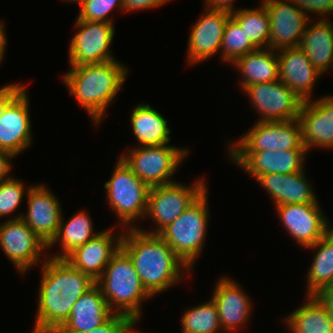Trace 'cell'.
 Here are the masks:
<instances>
[{
    "instance_id": "cell-1",
    "label": "cell",
    "mask_w": 333,
    "mask_h": 333,
    "mask_svg": "<svg viewBox=\"0 0 333 333\" xmlns=\"http://www.w3.org/2000/svg\"><path fill=\"white\" fill-rule=\"evenodd\" d=\"M44 260L41 261L42 278L34 329L58 331L70 317L76 301L96 281L73 268L65 259L46 257Z\"/></svg>"
},
{
    "instance_id": "cell-2",
    "label": "cell",
    "mask_w": 333,
    "mask_h": 333,
    "mask_svg": "<svg viewBox=\"0 0 333 333\" xmlns=\"http://www.w3.org/2000/svg\"><path fill=\"white\" fill-rule=\"evenodd\" d=\"M125 231L121 248L131 258L143 287L152 297L181 282L182 271L190 273V269L158 234H148L137 228Z\"/></svg>"
},
{
    "instance_id": "cell-3",
    "label": "cell",
    "mask_w": 333,
    "mask_h": 333,
    "mask_svg": "<svg viewBox=\"0 0 333 333\" xmlns=\"http://www.w3.org/2000/svg\"><path fill=\"white\" fill-rule=\"evenodd\" d=\"M127 75L126 66L115 59L98 64L71 66L62 79L77 103L87 111L92 123L99 126Z\"/></svg>"
},
{
    "instance_id": "cell-4",
    "label": "cell",
    "mask_w": 333,
    "mask_h": 333,
    "mask_svg": "<svg viewBox=\"0 0 333 333\" xmlns=\"http://www.w3.org/2000/svg\"><path fill=\"white\" fill-rule=\"evenodd\" d=\"M96 285L114 313L127 315L136 323L142 315V302L152 297L143 287L131 258L121 247L96 280Z\"/></svg>"
},
{
    "instance_id": "cell-5",
    "label": "cell",
    "mask_w": 333,
    "mask_h": 333,
    "mask_svg": "<svg viewBox=\"0 0 333 333\" xmlns=\"http://www.w3.org/2000/svg\"><path fill=\"white\" fill-rule=\"evenodd\" d=\"M207 191L158 233L190 270L205 243L210 219Z\"/></svg>"
},
{
    "instance_id": "cell-6",
    "label": "cell",
    "mask_w": 333,
    "mask_h": 333,
    "mask_svg": "<svg viewBox=\"0 0 333 333\" xmlns=\"http://www.w3.org/2000/svg\"><path fill=\"white\" fill-rule=\"evenodd\" d=\"M115 165L110 180L104 184L107 190V202L124 229L136 228L137 226H133L132 223L144 219L150 188L121 158H118Z\"/></svg>"
},
{
    "instance_id": "cell-7",
    "label": "cell",
    "mask_w": 333,
    "mask_h": 333,
    "mask_svg": "<svg viewBox=\"0 0 333 333\" xmlns=\"http://www.w3.org/2000/svg\"><path fill=\"white\" fill-rule=\"evenodd\" d=\"M186 155H188L187 148L164 144L132 147L120 158L139 179L149 188H153L175 182L171 177Z\"/></svg>"
},
{
    "instance_id": "cell-8",
    "label": "cell",
    "mask_w": 333,
    "mask_h": 333,
    "mask_svg": "<svg viewBox=\"0 0 333 333\" xmlns=\"http://www.w3.org/2000/svg\"><path fill=\"white\" fill-rule=\"evenodd\" d=\"M205 183L203 178L197 180L193 186L173 182L150 188L145 218L153 219L152 221L157 224L156 229L148 232L140 227L136 228L148 234H158L207 190Z\"/></svg>"
},
{
    "instance_id": "cell-9",
    "label": "cell",
    "mask_w": 333,
    "mask_h": 333,
    "mask_svg": "<svg viewBox=\"0 0 333 333\" xmlns=\"http://www.w3.org/2000/svg\"><path fill=\"white\" fill-rule=\"evenodd\" d=\"M236 143L228 144L229 152L307 149L301 141V126L297 119L257 121Z\"/></svg>"
},
{
    "instance_id": "cell-10",
    "label": "cell",
    "mask_w": 333,
    "mask_h": 333,
    "mask_svg": "<svg viewBox=\"0 0 333 333\" xmlns=\"http://www.w3.org/2000/svg\"><path fill=\"white\" fill-rule=\"evenodd\" d=\"M78 32L71 38L68 54L70 66L104 63L115 60L110 46L115 35L113 23L76 19Z\"/></svg>"
},
{
    "instance_id": "cell-11",
    "label": "cell",
    "mask_w": 333,
    "mask_h": 333,
    "mask_svg": "<svg viewBox=\"0 0 333 333\" xmlns=\"http://www.w3.org/2000/svg\"><path fill=\"white\" fill-rule=\"evenodd\" d=\"M21 215L0 224V247L19 273L25 274L45 255L47 245L21 219Z\"/></svg>"
},
{
    "instance_id": "cell-12",
    "label": "cell",
    "mask_w": 333,
    "mask_h": 333,
    "mask_svg": "<svg viewBox=\"0 0 333 333\" xmlns=\"http://www.w3.org/2000/svg\"><path fill=\"white\" fill-rule=\"evenodd\" d=\"M243 91L261 115L257 121L298 119L303 101L279 79L249 85Z\"/></svg>"
},
{
    "instance_id": "cell-13",
    "label": "cell",
    "mask_w": 333,
    "mask_h": 333,
    "mask_svg": "<svg viewBox=\"0 0 333 333\" xmlns=\"http://www.w3.org/2000/svg\"><path fill=\"white\" fill-rule=\"evenodd\" d=\"M270 18L269 48L298 47L308 23L313 19L290 0H262Z\"/></svg>"
},
{
    "instance_id": "cell-14",
    "label": "cell",
    "mask_w": 333,
    "mask_h": 333,
    "mask_svg": "<svg viewBox=\"0 0 333 333\" xmlns=\"http://www.w3.org/2000/svg\"><path fill=\"white\" fill-rule=\"evenodd\" d=\"M275 207L288 234L305 249L315 244L332 228L318 202Z\"/></svg>"
},
{
    "instance_id": "cell-15",
    "label": "cell",
    "mask_w": 333,
    "mask_h": 333,
    "mask_svg": "<svg viewBox=\"0 0 333 333\" xmlns=\"http://www.w3.org/2000/svg\"><path fill=\"white\" fill-rule=\"evenodd\" d=\"M26 195L28 210L21 219L48 245L58 232L63 214L59 200L43 184L30 185Z\"/></svg>"
},
{
    "instance_id": "cell-16",
    "label": "cell",
    "mask_w": 333,
    "mask_h": 333,
    "mask_svg": "<svg viewBox=\"0 0 333 333\" xmlns=\"http://www.w3.org/2000/svg\"><path fill=\"white\" fill-rule=\"evenodd\" d=\"M229 158L246 173L256 178L268 173L291 174L304 170L307 149L229 152Z\"/></svg>"
},
{
    "instance_id": "cell-17",
    "label": "cell",
    "mask_w": 333,
    "mask_h": 333,
    "mask_svg": "<svg viewBox=\"0 0 333 333\" xmlns=\"http://www.w3.org/2000/svg\"><path fill=\"white\" fill-rule=\"evenodd\" d=\"M301 141L308 152L312 147L333 148V96L303 101L297 119Z\"/></svg>"
},
{
    "instance_id": "cell-18",
    "label": "cell",
    "mask_w": 333,
    "mask_h": 333,
    "mask_svg": "<svg viewBox=\"0 0 333 333\" xmlns=\"http://www.w3.org/2000/svg\"><path fill=\"white\" fill-rule=\"evenodd\" d=\"M205 14L194 24L188 39V64L205 61L221 51L223 35L230 13L204 8Z\"/></svg>"
},
{
    "instance_id": "cell-19",
    "label": "cell",
    "mask_w": 333,
    "mask_h": 333,
    "mask_svg": "<svg viewBox=\"0 0 333 333\" xmlns=\"http://www.w3.org/2000/svg\"><path fill=\"white\" fill-rule=\"evenodd\" d=\"M113 227L99 232L84 245L76 248L65 260L83 274L97 280L110 262L112 256L120 249L123 233L114 238Z\"/></svg>"
},
{
    "instance_id": "cell-20",
    "label": "cell",
    "mask_w": 333,
    "mask_h": 333,
    "mask_svg": "<svg viewBox=\"0 0 333 333\" xmlns=\"http://www.w3.org/2000/svg\"><path fill=\"white\" fill-rule=\"evenodd\" d=\"M24 89L4 110L0 118V150L14 156L32 144L29 99Z\"/></svg>"
},
{
    "instance_id": "cell-21",
    "label": "cell",
    "mask_w": 333,
    "mask_h": 333,
    "mask_svg": "<svg viewBox=\"0 0 333 333\" xmlns=\"http://www.w3.org/2000/svg\"><path fill=\"white\" fill-rule=\"evenodd\" d=\"M213 293L211 299L217 307L223 332L232 333L248 322L252 301L237 282L227 276L222 277L216 283Z\"/></svg>"
},
{
    "instance_id": "cell-22",
    "label": "cell",
    "mask_w": 333,
    "mask_h": 333,
    "mask_svg": "<svg viewBox=\"0 0 333 333\" xmlns=\"http://www.w3.org/2000/svg\"><path fill=\"white\" fill-rule=\"evenodd\" d=\"M277 56L279 80L302 101L310 100L314 84L322 74L299 46L278 50Z\"/></svg>"
},
{
    "instance_id": "cell-23",
    "label": "cell",
    "mask_w": 333,
    "mask_h": 333,
    "mask_svg": "<svg viewBox=\"0 0 333 333\" xmlns=\"http://www.w3.org/2000/svg\"><path fill=\"white\" fill-rule=\"evenodd\" d=\"M255 179L267 190L275 206L318 202L304 170L291 174L268 173Z\"/></svg>"
},
{
    "instance_id": "cell-24",
    "label": "cell",
    "mask_w": 333,
    "mask_h": 333,
    "mask_svg": "<svg viewBox=\"0 0 333 333\" xmlns=\"http://www.w3.org/2000/svg\"><path fill=\"white\" fill-rule=\"evenodd\" d=\"M114 312L95 284L74 304L70 317L58 330L60 333H84L105 323Z\"/></svg>"
},
{
    "instance_id": "cell-25",
    "label": "cell",
    "mask_w": 333,
    "mask_h": 333,
    "mask_svg": "<svg viewBox=\"0 0 333 333\" xmlns=\"http://www.w3.org/2000/svg\"><path fill=\"white\" fill-rule=\"evenodd\" d=\"M327 19L323 17L310 26L308 23L299 44L321 74L333 69V23Z\"/></svg>"
},
{
    "instance_id": "cell-26",
    "label": "cell",
    "mask_w": 333,
    "mask_h": 333,
    "mask_svg": "<svg viewBox=\"0 0 333 333\" xmlns=\"http://www.w3.org/2000/svg\"><path fill=\"white\" fill-rule=\"evenodd\" d=\"M232 65L240 72L241 90L246 86L276 81L279 79L277 51L258 48L236 59Z\"/></svg>"
},
{
    "instance_id": "cell-27",
    "label": "cell",
    "mask_w": 333,
    "mask_h": 333,
    "mask_svg": "<svg viewBox=\"0 0 333 333\" xmlns=\"http://www.w3.org/2000/svg\"><path fill=\"white\" fill-rule=\"evenodd\" d=\"M303 306L285 318L291 333H333V316L317 295H307Z\"/></svg>"
},
{
    "instance_id": "cell-28",
    "label": "cell",
    "mask_w": 333,
    "mask_h": 333,
    "mask_svg": "<svg viewBox=\"0 0 333 333\" xmlns=\"http://www.w3.org/2000/svg\"><path fill=\"white\" fill-rule=\"evenodd\" d=\"M130 120L139 146L164 145L171 140L168 121L149 104L136 105Z\"/></svg>"
},
{
    "instance_id": "cell-29",
    "label": "cell",
    "mask_w": 333,
    "mask_h": 333,
    "mask_svg": "<svg viewBox=\"0 0 333 333\" xmlns=\"http://www.w3.org/2000/svg\"><path fill=\"white\" fill-rule=\"evenodd\" d=\"M61 217L60 225L56 236L47 245V250L58 241L61 245L62 253L54 254L50 258L65 259L76 248L84 245L90 239L94 238L99 232H93V222L88 213L79 211L72 216L67 223ZM64 223V224H63Z\"/></svg>"
},
{
    "instance_id": "cell-30",
    "label": "cell",
    "mask_w": 333,
    "mask_h": 333,
    "mask_svg": "<svg viewBox=\"0 0 333 333\" xmlns=\"http://www.w3.org/2000/svg\"><path fill=\"white\" fill-rule=\"evenodd\" d=\"M317 250L307 274L306 295H316L333 283V227L315 244L308 246Z\"/></svg>"
},
{
    "instance_id": "cell-31",
    "label": "cell",
    "mask_w": 333,
    "mask_h": 333,
    "mask_svg": "<svg viewBox=\"0 0 333 333\" xmlns=\"http://www.w3.org/2000/svg\"><path fill=\"white\" fill-rule=\"evenodd\" d=\"M230 15L257 48H269L270 18L263 3L259 9H236Z\"/></svg>"
},
{
    "instance_id": "cell-32",
    "label": "cell",
    "mask_w": 333,
    "mask_h": 333,
    "mask_svg": "<svg viewBox=\"0 0 333 333\" xmlns=\"http://www.w3.org/2000/svg\"><path fill=\"white\" fill-rule=\"evenodd\" d=\"M181 322L182 333H218L222 330L218 310L212 299L186 310Z\"/></svg>"
},
{
    "instance_id": "cell-33",
    "label": "cell",
    "mask_w": 333,
    "mask_h": 333,
    "mask_svg": "<svg viewBox=\"0 0 333 333\" xmlns=\"http://www.w3.org/2000/svg\"><path fill=\"white\" fill-rule=\"evenodd\" d=\"M258 49L247 37L238 22L230 16L225 27L221 55L223 62L233 63L239 57Z\"/></svg>"
},
{
    "instance_id": "cell-34",
    "label": "cell",
    "mask_w": 333,
    "mask_h": 333,
    "mask_svg": "<svg viewBox=\"0 0 333 333\" xmlns=\"http://www.w3.org/2000/svg\"><path fill=\"white\" fill-rule=\"evenodd\" d=\"M78 19L86 21H98L112 23L109 13L117 7L118 10L125 11L124 0H81Z\"/></svg>"
},
{
    "instance_id": "cell-35",
    "label": "cell",
    "mask_w": 333,
    "mask_h": 333,
    "mask_svg": "<svg viewBox=\"0 0 333 333\" xmlns=\"http://www.w3.org/2000/svg\"><path fill=\"white\" fill-rule=\"evenodd\" d=\"M25 187L22 181L14 177L0 183V218L11 215L19 207L30 188Z\"/></svg>"
},
{
    "instance_id": "cell-36",
    "label": "cell",
    "mask_w": 333,
    "mask_h": 333,
    "mask_svg": "<svg viewBox=\"0 0 333 333\" xmlns=\"http://www.w3.org/2000/svg\"><path fill=\"white\" fill-rule=\"evenodd\" d=\"M135 324L131 317L114 313L105 323L84 333H139L134 330Z\"/></svg>"
},
{
    "instance_id": "cell-37",
    "label": "cell",
    "mask_w": 333,
    "mask_h": 333,
    "mask_svg": "<svg viewBox=\"0 0 333 333\" xmlns=\"http://www.w3.org/2000/svg\"><path fill=\"white\" fill-rule=\"evenodd\" d=\"M307 15L314 13L325 17L333 13V0H290Z\"/></svg>"
},
{
    "instance_id": "cell-38",
    "label": "cell",
    "mask_w": 333,
    "mask_h": 333,
    "mask_svg": "<svg viewBox=\"0 0 333 333\" xmlns=\"http://www.w3.org/2000/svg\"><path fill=\"white\" fill-rule=\"evenodd\" d=\"M26 88L23 84L15 83L0 88V118L7 106Z\"/></svg>"
},
{
    "instance_id": "cell-39",
    "label": "cell",
    "mask_w": 333,
    "mask_h": 333,
    "mask_svg": "<svg viewBox=\"0 0 333 333\" xmlns=\"http://www.w3.org/2000/svg\"><path fill=\"white\" fill-rule=\"evenodd\" d=\"M170 0H124L125 11H138L160 7Z\"/></svg>"
},
{
    "instance_id": "cell-40",
    "label": "cell",
    "mask_w": 333,
    "mask_h": 333,
    "mask_svg": "<svg viewBox=\"0 0 333 333\" xmlns=\"http://www.w3.org/2000/svg\"><path fill=\"white\" fill-rule=\"evenodd\" d=\"M13 157H15L13 154L0 150V183L12 177L8 176V173L12 170L10 160H12Z\"/></svg>"
},
{
    "instance_id": "cell-41",
    "label": "cell",
    "mask_w": 333,
    "mask_h": 333,
    "mask_svg": "<svg viewBox=\"0 0 333 333\" xmlns=\"http://www.w3.org/2000/svg\"><path fill=\"white\" fill-rule=\"evenodd\" d=\"M235 0H205L204 8L218 11H225L233 13L235 8L233 6Z\"/></svg>"
},
{
    "instance_id": "cell-42",
    "label": "cell",
    "mask_w": 333,
    "mask_h": 333,
    "mask_svg": "<svg viewBox=\"0 0 333 333\" xmlns=\"http://www.w3.org/2000/svg\"><path fill=\"white\" fill-rule=\"evenodd\" d=\"M316 295L326 305L328 311L333 316V283L325 286Z\"/></svg>"
},
{
    "instance_id": "cell-43",
    "label": "cell",
    "mask_w": 333,
    "mask_h": 333,
    "mask_svg": "<svg viewBox=\"0 0 333 333\" xmlns=\"http://www.w3.org/2000/svg\"><path fill=\"white\" fill-rule=\"evenodd\" d=\"M7 43V38L5 35L4 23L0 22V64L4 59L5 47Z\"/></svg>"
},
{
    "instance_id": "cell-44",
    "label": "cell",
    "mask_w": 333,
    "mask_h": 333,
    "mask_svg": "<svg viewBox=\"0 0 333 333\" xmlns=\"http://www.w3.org/2000/svg\"><path fill=\"white\" fill-rule=\"evenodd\" d=\"M32 332L33 333H60L57 330H38V329H34Z\"/></svg>"
},
{
    "instance_id": "cell-45",
    "label": "cell",
    "mask_w": 333,
    "mask_h": 333,
    "mask_svg": "<svg viewBox=\"0 0 333 333\" xmlns=\"http://www.w3.org/2000/svg\"><path fill=\"white\" fill-rule=\"evenodd\" d=\"M65 1H70V2H76V3H79L81 0H65Z\"/></svg>"
}]
</instances>
